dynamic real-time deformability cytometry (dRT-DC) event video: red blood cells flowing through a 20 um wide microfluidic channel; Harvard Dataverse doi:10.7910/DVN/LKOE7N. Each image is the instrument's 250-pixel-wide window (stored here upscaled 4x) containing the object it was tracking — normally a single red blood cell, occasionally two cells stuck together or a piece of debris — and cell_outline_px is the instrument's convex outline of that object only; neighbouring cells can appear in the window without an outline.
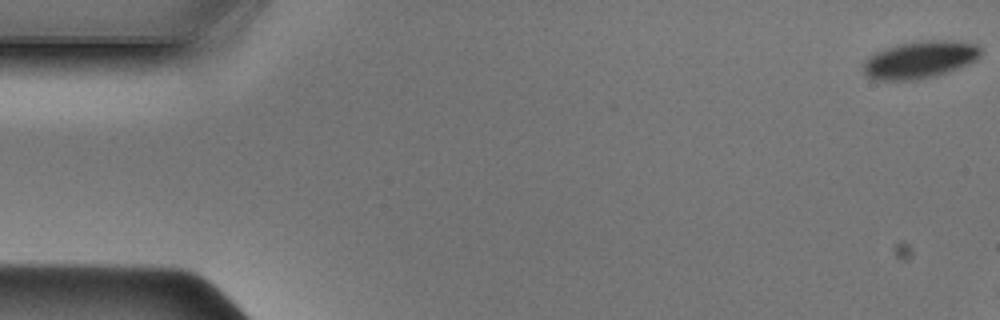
{"species": "Egyptian fruit bat (a non-hibernating species)", "species_latin": "Rousettus aegyptiacus", "temperature_condition": "cold", "stored_images_in_passage": 7, "camera_frame_rate_fps": 3000, "um_per_image_px": 0.085, "animal": {"sex": "male"}, "frame": {"image": 1, "passage_image": 1, "time_ms": 0.0, "image_size_px": [1000, 320], "cell_outline_px": [[980, 56], [976, 60], [960, 68], [936, 76], [916, 80], [876, 80], [868, 76], [864, 72], [864, 60], [868, 56], [876, 52], [888, 48], [904, 44], [928, 40], [952, 40], [976, 44], [980, 48]], "centroid_in_image_um": [78.22, 5.09], "position_along_channel_um": 6.8, "area_um2": 25.32}}